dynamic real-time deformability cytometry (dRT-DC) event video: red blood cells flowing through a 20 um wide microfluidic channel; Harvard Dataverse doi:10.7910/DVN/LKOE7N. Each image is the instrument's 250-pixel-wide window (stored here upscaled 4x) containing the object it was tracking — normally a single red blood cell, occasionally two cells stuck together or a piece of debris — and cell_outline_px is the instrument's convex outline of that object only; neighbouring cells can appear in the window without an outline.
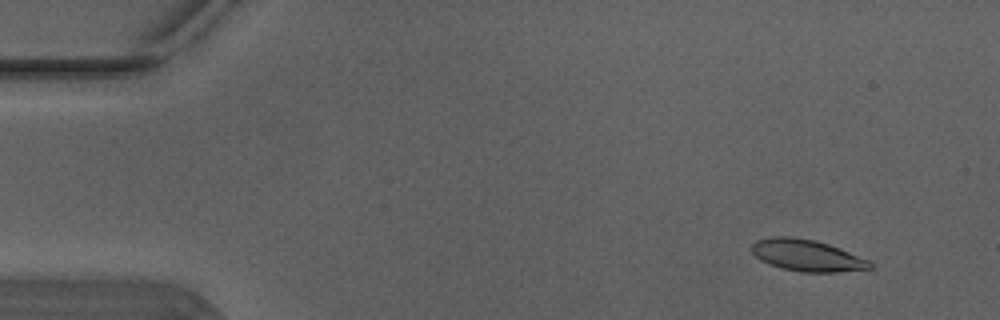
{"species": "Egyptian fruit bat (a non-hibernating species)", "species_latin": "Rousettus aegyptiacus", "temperature_condition": "warm", "stored_images_in_passage": 4, "camera_frame_rate_fps": 3000, "um_per_image_px": 0.085, "animal": {"sex": "male"}, "frame": {"image": 1, "passage_image": 2, "time_ms": 0.333, "image_size_px": [1000, 320], "cell_outline_px": [[872, 268], [836, 272], [800, 272], [780, 268], [768, 264], [760, 260], [752, 252], [752, 244], [756, 240], [772, 236], [792, 236], [816, 240], [840, 248], [868, 260], [872, 264]], "centroid_in_image_um": [68.55, 21.7], "position_along_channel_um": 16.5, "area_um2": 21.85}}
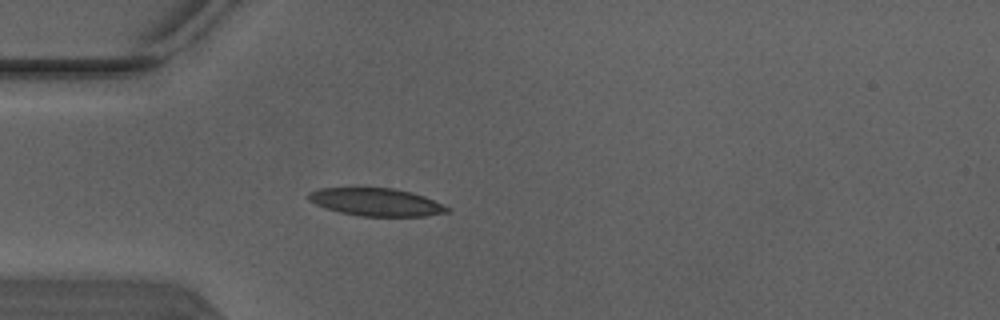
{"frame": {"image": 2, "passage_image": 4, "time_ms": 1.0, "image_size_px": [1000, 320], "cell_outline_px": [[452, 208], [448, 212], [424, 216], [360, 216], [340, 212], [324, 208], [308, 200], [308, 192], [320, 188], [392, 188], [412, 192], [424, 196]], "centroid_in_image_um": [31.98, 17.18], "position_along_channel_um": 53.0, "area_um2": 22.43}}